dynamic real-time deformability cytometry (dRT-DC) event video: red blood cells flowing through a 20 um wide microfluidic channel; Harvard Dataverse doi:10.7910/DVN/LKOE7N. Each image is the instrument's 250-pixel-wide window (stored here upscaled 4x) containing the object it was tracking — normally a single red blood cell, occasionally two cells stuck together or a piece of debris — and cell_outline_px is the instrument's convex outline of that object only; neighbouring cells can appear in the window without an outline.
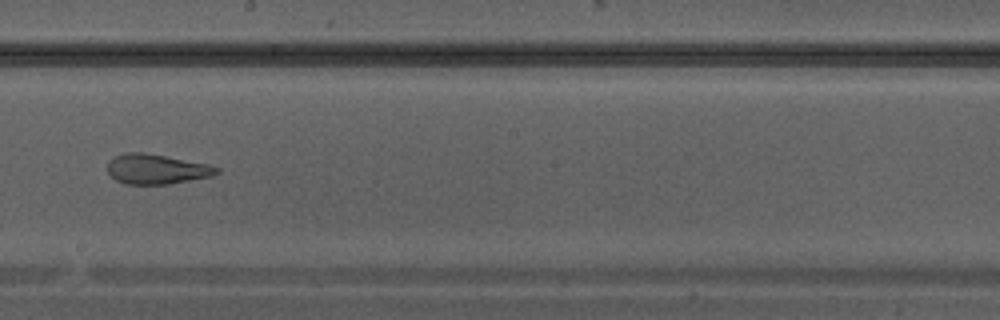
{"species": "Egyptian fruit bat (a non-hibernating species)", "species_latin": "Rousettus aegyptiacus", "temperature_condition": "warm", "stored_images_in_passage": 35, "camera_frame_rate_fps": 3000, "um_per_image_px": 0.085, "animal": {"sex": "male"}, "frame": {"image": 1, "passage_image": 20, "time_ms": 6.333, "image_size_px": [1000, 320], "cell_outline_px": [[220, 172], [212, 176], [168, 184], [124, 184], [116, 180], [108, 172], [108, 160], [124, 152], [144, 152], [208, 164], [220, 168]], "centroid_in_image_um": [13.3, 14.37], "position_along_channel_um": 234.9, "area_um2": 19.02}}